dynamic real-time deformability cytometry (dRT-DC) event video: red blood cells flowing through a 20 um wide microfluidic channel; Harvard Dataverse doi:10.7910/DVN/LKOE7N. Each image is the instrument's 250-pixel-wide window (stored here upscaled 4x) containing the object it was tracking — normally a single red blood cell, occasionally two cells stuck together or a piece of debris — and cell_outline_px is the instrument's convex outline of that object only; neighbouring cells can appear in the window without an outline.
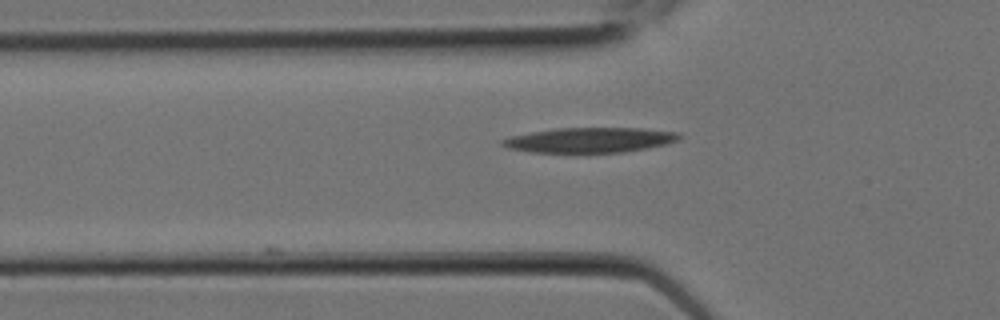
{"species": "Egyptian fruit bat (a non-hibernating species)", "species_latin": "Rousettus aegyptiacus", "temperature_condition": "room temperature", "stored_images_in_passage": 3, "camera_frame_rate_fps": 3000, "um_per_image_px": 0.085, "animal": {"sex": "female"}, "frame": {"image": 1, "passage_image": 3, "time_ms": 0.667, "image_size_px": [1000, 320], "cell_outline_px": [[680, 140], [668, 144], [648, 148], [624, 152], [588, 156], [528, 152], [508, 148], [500, 144], [500, 140], [512, 136], [532, 132], [556, 128], [640, 128], [680, 132]], "centroid_in_image_um": [50.13, 11.96], "position_along_channel_um": 75.7, "area_um2": 27.22}}